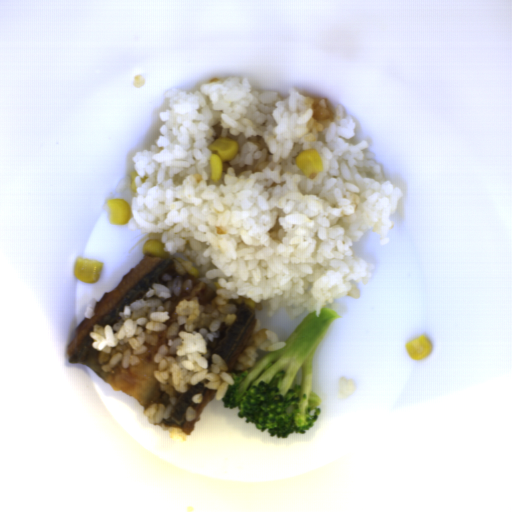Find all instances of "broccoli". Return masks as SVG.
Instances as JSON below:
<instances>
[{"instance_id":"broccoli-1","label":"broccoli","mask_w":512,"mask_h":512,"mask_svg":"<svg viewBox=\"0 0 512 512\" xmlns=\"http://www.w3.org/2000/svg\"><path fill=\"white\" fill-rule=\"evenodd\" d=\"M341 314L331 308L307 314L277 351L263 355L238 375L229 374L222 398L226 408L238 407L237 417L255 422L256 429H268L269 437L288 439L313 427L321 411V398L313 393L315 352Z\"/></svg>"}]
</instances>
